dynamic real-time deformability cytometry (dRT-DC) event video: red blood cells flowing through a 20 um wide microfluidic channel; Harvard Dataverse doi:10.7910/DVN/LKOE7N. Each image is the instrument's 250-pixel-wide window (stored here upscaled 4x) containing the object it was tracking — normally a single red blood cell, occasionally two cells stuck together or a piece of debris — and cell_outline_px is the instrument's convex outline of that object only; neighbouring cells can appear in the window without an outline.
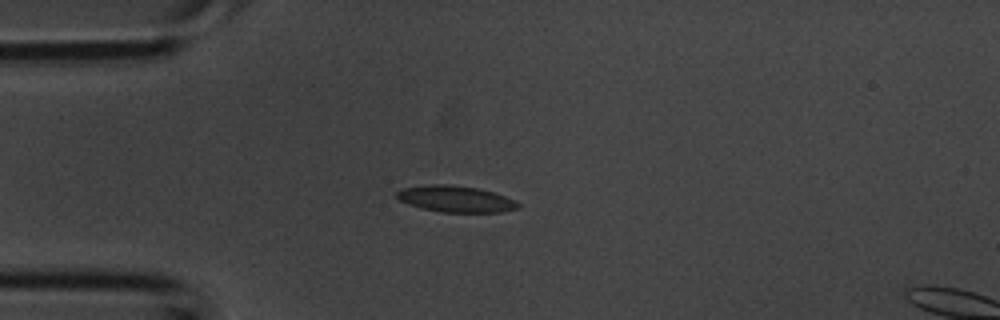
{"species": "common noctule bat (a hibernating species)", "species_latin": "Nyctalus noctula", "temperature_condition": "room temperature", "stored_images_in_passage": 26, "camera_frame_rate_fps": 3000, "um_per_image_px": 0.085, "animal": {"sex": "male", "body_mass_g": 20.1, "forearm_length_mm": 53.5}, "frame": {"image": 1, "passage_image": 1, "time_ms": 0.0, "image_size_px": [1000, 320], "cell_outline_px": [[520, 208], [504, 212], [440, 212], [420, 208], [408, 204], [400, 200], [396, 196], [396, 192], [404, 188], [432, 184], [444, 184], [480, 188], [516, 200], [520, 204]], "centroid_in_image_um": [38.76, 16.92], "position_along_channel_um": 46.2, "area_um2": 18.67}}
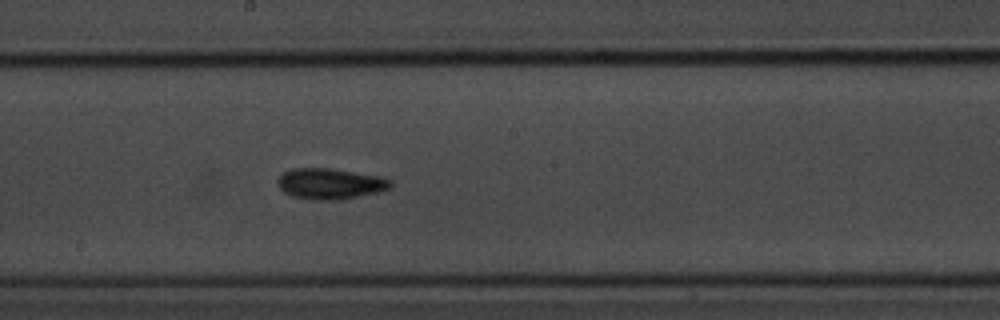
{"frame": {"image": 2, "passage_image": 12, "time_ms": 3.667, "image_size_px": [1000, 320], "cell_outline_px": [[392, 184], [388, 188], [380, 192], [360, 196], [336, 200], [316, 200], [292, 196], [284, 192], [280, 188], [276, 180], [284, 172], [292, 168], [328, 168], [376, 176], [388, 180]], "centroid_in_image_um": [28.0, 15.62], "position_along_channel_um": 220.2, "area_um2": 19.94}}
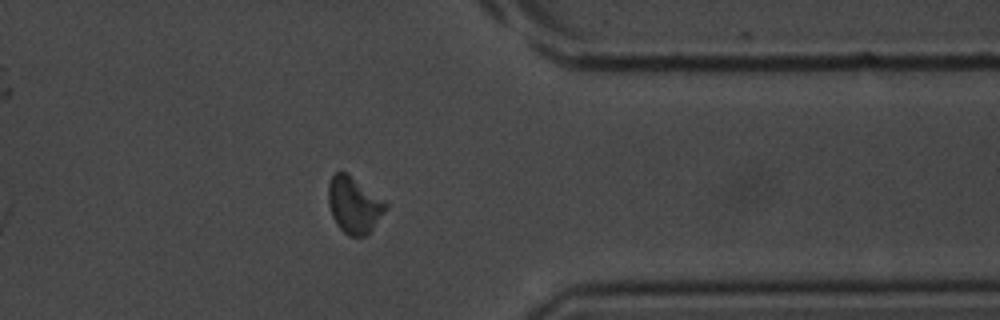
{"frame": {"image": 3, "passage_image": 22, "time_ms": 7.0, "image_size_px": [1000, 320], "cell_outline_px": [[388, 208], [372, 228], [364, 236], [348, 236], [336, 224], [332, 216], [328, 204], [328, 184], [332, 176], [336, 172], [348, 172], [384, 200], [388, 204]], "centroid_in_image_um": [30.08, 17.4], "position_along_channel_um": 381.3, "area_um2": 18.9}}